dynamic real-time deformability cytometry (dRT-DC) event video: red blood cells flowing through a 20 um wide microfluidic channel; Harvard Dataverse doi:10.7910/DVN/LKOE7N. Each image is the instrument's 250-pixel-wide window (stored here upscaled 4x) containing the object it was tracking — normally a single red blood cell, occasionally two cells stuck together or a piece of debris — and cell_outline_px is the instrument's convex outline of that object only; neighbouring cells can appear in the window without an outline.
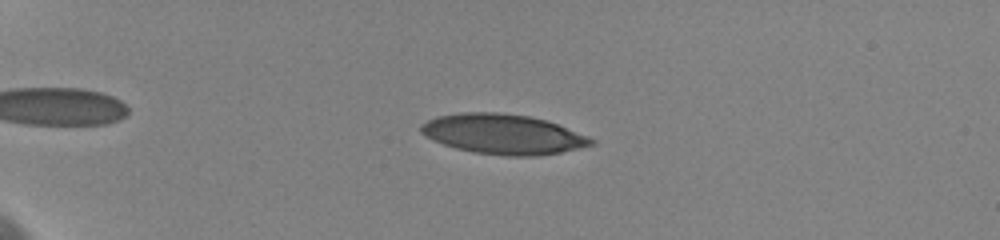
{"species": "human", "species_latin": "Homo sapiens", "temperature_condition": "cold", "stored_images_in_passage": 23, "camera_frame_rate_fps": 3000, "um_per_image_px": 0.085, "donor": {"sex": "female"}, "frame": {"image": 1, "passage_image": 17, "time_ms": 5.0, "image_size_px": [1000, 240], "cell_outline_px": [[596, 144], [580, 148], [560, 152], [536, 156], [504, 156], [472, 152], [456, 148], [432, 140], [420, 132], [420, 124], [436, 116], [460, 112], [496, 112], [528, 116], [548, 120], [588, 136], [596, 140]], "centroid_in_image_um": [42.77, 11.4], "position_along_channel_um": 42.2, "area_um2": 39.88}}